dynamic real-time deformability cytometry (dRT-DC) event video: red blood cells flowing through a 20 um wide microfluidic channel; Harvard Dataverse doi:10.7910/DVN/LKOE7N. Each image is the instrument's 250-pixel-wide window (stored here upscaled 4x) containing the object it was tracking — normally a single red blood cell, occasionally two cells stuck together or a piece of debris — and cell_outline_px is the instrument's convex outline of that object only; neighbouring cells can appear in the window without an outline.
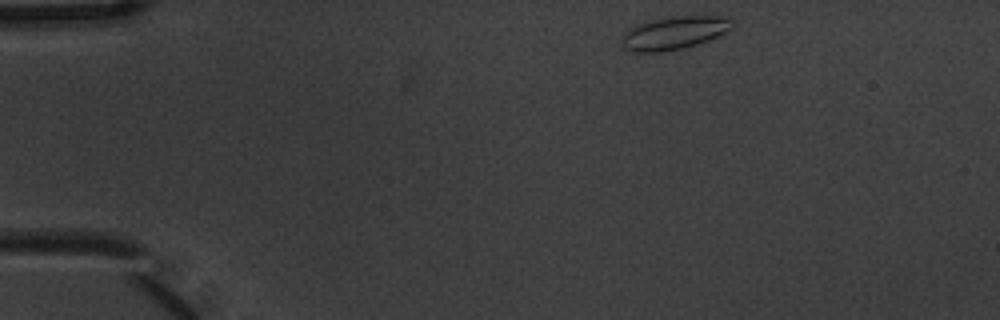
{"species": "common noctule bat (a hibernating species)", "species_latin": "Nyctalus noctula", "temperature_condition": "warm", "stored_images_in_passage": 3, "camera_frame_rate_fps": 3000, "um_per_image_px": 0.085, "animal": {"sex": "male", "body_mass_g": 20.1, "forearm_length_mm": 53.5}, "frame": {"image": 1, "passage_image": 1, "time_ms": 0.0, "image_size_px": [1000, 320], "cell_outline_px": [[736, 24], [732, 28], [708, 40], [684, 48], [660, 52], [632, 52], [624, 48], [624, 32], [640, 24], [672, 16], [720, 16], [732, 20]], "centroid_in_image_um": [57.35, 2.8], "position_along_channel_um": 27.6, "area_um2": 20.75}}